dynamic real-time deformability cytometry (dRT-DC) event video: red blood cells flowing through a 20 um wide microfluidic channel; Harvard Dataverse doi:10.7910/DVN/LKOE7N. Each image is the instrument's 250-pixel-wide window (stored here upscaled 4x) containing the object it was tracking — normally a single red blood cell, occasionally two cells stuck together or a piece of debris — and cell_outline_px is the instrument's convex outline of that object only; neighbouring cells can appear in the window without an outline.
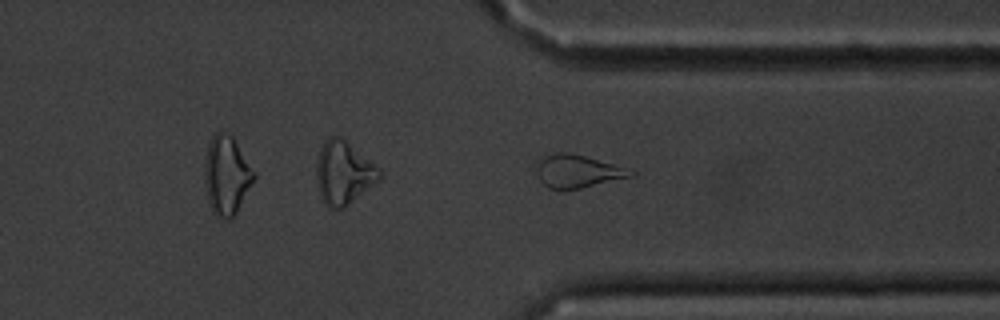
{"species": "common noctule bat (a hibernating species)", "species_latin": "Nyctalus noctula", "temperature_condition": "cold", "stored_images_in_passage": 12, "camera_frame_rate_fps": 3000, "um_per_image_px": 0.085, "animal": {"sex": "male", "body_mass_g": 20.1, "forearm_length_mm": 53.5}, "frame": {"image": 1, "passage_image": 9, "time_ms": 9.333, "image_size_px": [1000, 320], "cell_outline_px": [[636, 176], [580, 188], [548, 188], [540, 180], [536, 172], [536, 164], [544, 156], [556, 152], [568, 152], [584, 156], [612, 164], [636, 172]], "centroid_in_image_um": [49.09, 14.55], "position_along_channel_um": 362.3, "area_um2": 17.74}, "authors_computed_cell_mechanics": {"area_um2": 16.473, "velocity_mm_per_s": 3.4403, "shape_relaxation_time_tau1_ms": null, "shape_relaxation_time_tau2_ms": 2.9409, "deformation_change_tau1": null, "deformation_change_tau2": 0.1102}}